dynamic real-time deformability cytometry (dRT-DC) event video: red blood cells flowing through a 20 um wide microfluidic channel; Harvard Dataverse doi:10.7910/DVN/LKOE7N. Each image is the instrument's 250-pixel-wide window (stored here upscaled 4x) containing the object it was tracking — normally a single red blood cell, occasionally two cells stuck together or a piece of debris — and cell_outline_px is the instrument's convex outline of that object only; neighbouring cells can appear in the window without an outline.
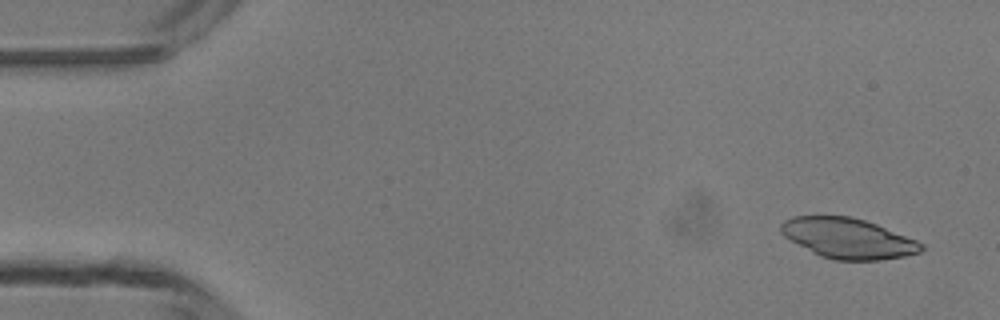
{"species": "common noctule bat (a hibernating species)", "species_latin": "Nyctalus noctula", "temperature_condition": "room temperature", "stored_images_in_passage": 4, "camera_frame_rate_fps": 3000, "um_per_image_px": 0.085, "animal": {"sex": "male", "body_mass_g": 13.3}, "frame": {"image": 1, "passage_image": 1, "time_ms": 0.0, "image_size_px": [1000, 320], "cell_outline_px": [[924, 248], [920, 252], [904, 256], [880, 260], [836, 260], [820, 256], [812, 252], [784, 236], [780, 232], [780, 224], [784, 220], [792, 216], [848, 216], [864, 220], [876, 224], [916, 240], [924, 244]], "centroid_in_image_um": [72.06, 20.25], "position_along_channel_um": 12.9, "area_um2": 32.71}}